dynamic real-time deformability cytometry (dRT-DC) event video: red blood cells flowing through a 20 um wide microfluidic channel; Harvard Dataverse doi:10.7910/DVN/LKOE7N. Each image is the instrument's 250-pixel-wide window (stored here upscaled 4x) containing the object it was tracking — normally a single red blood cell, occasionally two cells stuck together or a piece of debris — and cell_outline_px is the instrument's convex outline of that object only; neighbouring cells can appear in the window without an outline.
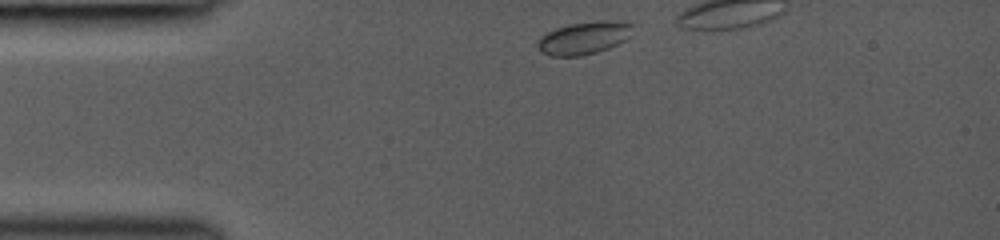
{"species": "common noctule bat (a hibernating species)", "species_latin": "Nyctalus noctula", "temperature_condition": "room temperature", "stored_images_in_passage": 8, "camera_frame_rate_fps": 3000, "um_per_image_px": 0.085, "animal": {"sex": "female", "body_mass_g": 19.0, "forearm_length_mm": 53.3}, "frame": {"image": 1, "passage_image": 1, "time_ms": 0.0, "image_size_px": [1000, 240], "cell_outline_px": [[632, 36], [608, 48], [596, 52], [580, 56], [548, 56], [540, 52], [536, 44], [540, 36], [556, 28], [572, 24], [596, 20], [612, 20], [632, 24]], "centroid_in_image_um": [49.61, 3.23], "position_along_channel_um": 35.4, "area_um2": 18.15}}
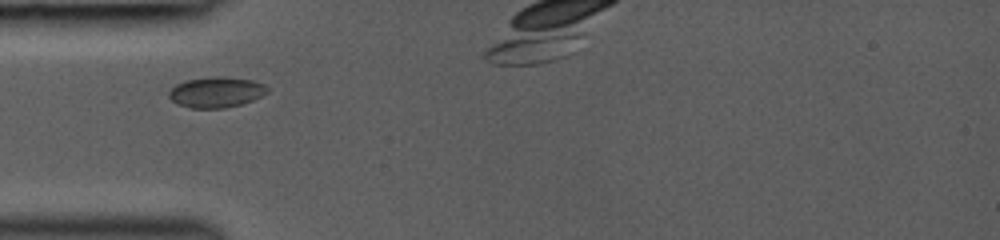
{"frame": {"image": 2, "passage_image": 5, "time_ms": 1.667, "image_size_px": [1000, 240], "cell_outline_px": [[268, 92], [252, 100], [240, 104], [224, 108], [188, 108], [176, 104], [168, 96], [168, 92], [176, 84], [188, 80], [212, 76], [220, 76], [252, 80], [264, 84], [268, 88]], "centroid_in_image_um": [18.35, 7.84], "position_along_channel_um": 66.6, "area_um2": 17.51}}